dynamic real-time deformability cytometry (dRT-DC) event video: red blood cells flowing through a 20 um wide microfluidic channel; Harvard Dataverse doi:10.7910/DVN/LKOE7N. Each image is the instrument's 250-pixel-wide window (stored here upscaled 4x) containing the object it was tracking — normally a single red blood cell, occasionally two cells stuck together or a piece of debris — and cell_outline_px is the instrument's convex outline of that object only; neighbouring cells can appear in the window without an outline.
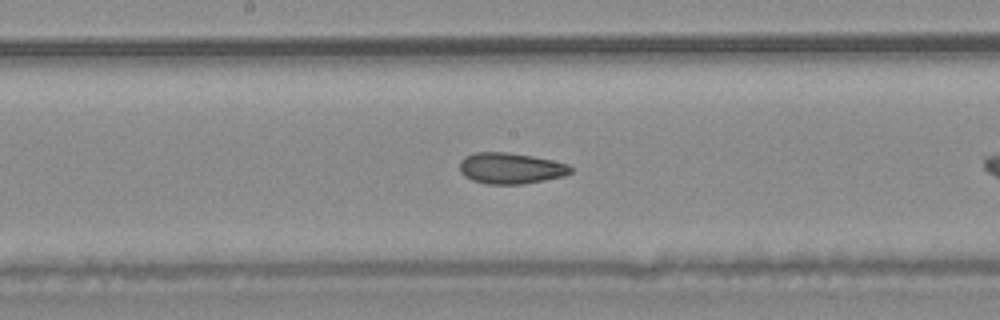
{"species": "common noctule bat (a hibernating species)", "species_latin": "Nyctalus noctula", "temperature_condition": "warm", "stored_images_in_passage": 29, "camera_frame_rate_fps": 3000, "um_per_image_px": 0.085, "animal": {"sex": "male", "body_mass_g": 20.4}, "frame": {"image": 1, "passage_image": 17, "time_ms": 5.333, "image_size_px": [1000, 320], "cell_outline_px": [[572, 172], [564, 176], [524, 184], [488, 184], [472, 180], [464, 176], [460, 172], [460, 160], [464, 156], [476, 152], [504, 152], [532, 156], [552, 160], [568, 164], [572, 168]], "centroid_in_image_um": [43.39, 14.3], "position_along_channel_um": 204.8, "area_um2": 20.11}}